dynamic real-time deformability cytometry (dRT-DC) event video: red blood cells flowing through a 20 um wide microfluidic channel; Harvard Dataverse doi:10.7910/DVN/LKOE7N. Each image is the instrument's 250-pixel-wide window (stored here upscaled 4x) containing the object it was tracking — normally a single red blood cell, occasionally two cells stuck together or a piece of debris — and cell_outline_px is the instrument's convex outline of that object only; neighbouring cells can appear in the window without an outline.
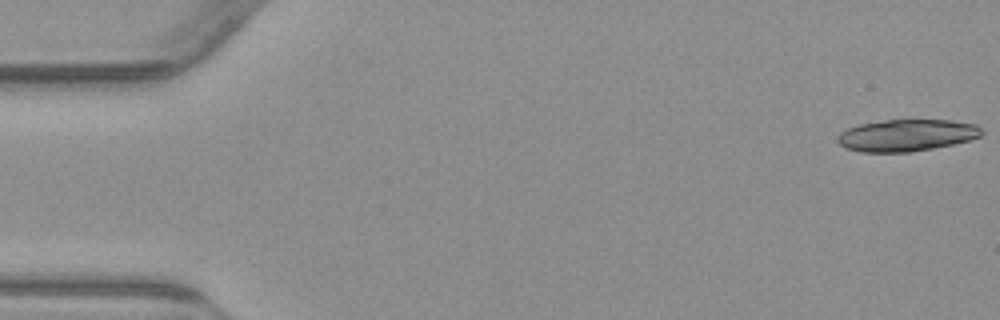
{"species": "common noctule bat (a hibernating species)", "species_latin": "Nyctalus noctula", "temperature_condition": "warm", "stored_images_in_passage": 19, "camera_frame_rate_fps": 3000, "um_per_image_px": 0.085, "animal": {"sex": "male", "body_mass_g": 23.1, "forearm_length_mm": 52.7}, "frame": {"image": 1, "passage_image": 1, "time_ms": 0.0, "image_size_px": [1000, 320], "cell_outline_px": [[984, 132], [980, 136], [968, 140], [952, 144], [932, 148], [908, 152], [860, 152], [844, 148], [836, 140], [836, 136], [840, 132], [848, 128], [860, 124], [884, 120], [948, 120], [976, 124]], "centroid_in_image_um": [77.02, 11.5], "position_along_channel_um": 8.0, "area_um2": 26.7}}